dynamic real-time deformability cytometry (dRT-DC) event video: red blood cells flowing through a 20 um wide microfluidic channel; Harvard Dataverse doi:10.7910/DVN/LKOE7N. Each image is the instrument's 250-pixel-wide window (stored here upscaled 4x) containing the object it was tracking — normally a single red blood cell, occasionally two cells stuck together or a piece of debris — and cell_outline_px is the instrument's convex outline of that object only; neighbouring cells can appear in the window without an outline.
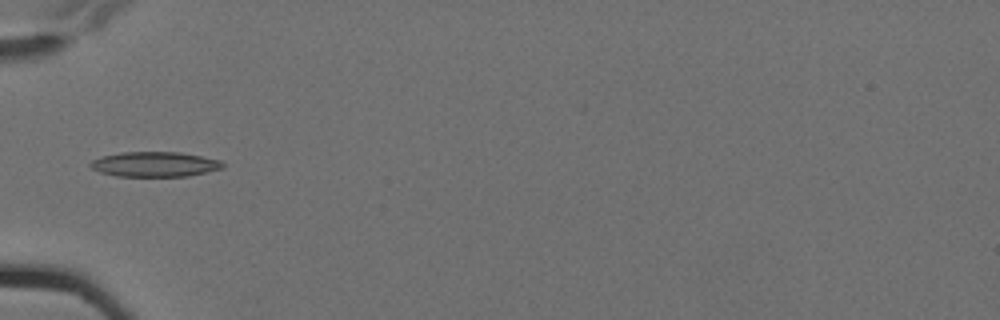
{"species": "Egyptian fruit bat (a non-hibernating species)", "species_latin": "Rousettus aegyptiacus", "temperature_condition": "cold", "stored_images_in_passage": 5, "camera_frame_rate_fps": 3000, "um_per_image_px": 0.085, "animal": {"sex": "female"}, "frame": {"image": 1, "passage_image": 2, "time_ms": 0.333, "image_size_px": [1000, 320], "cell_outline_px": [[224, 168], [188, 176], [116, 176], [100, 172], [92, 168], [88, 164], [92, 160], [100, 156], [120, 152], [180, 152], [220, 160], [224, 164]], "centroid_in_image_um": [13.13, 13.96], "position_along_channel_um": 71.9, "area_um2": 19.31}}
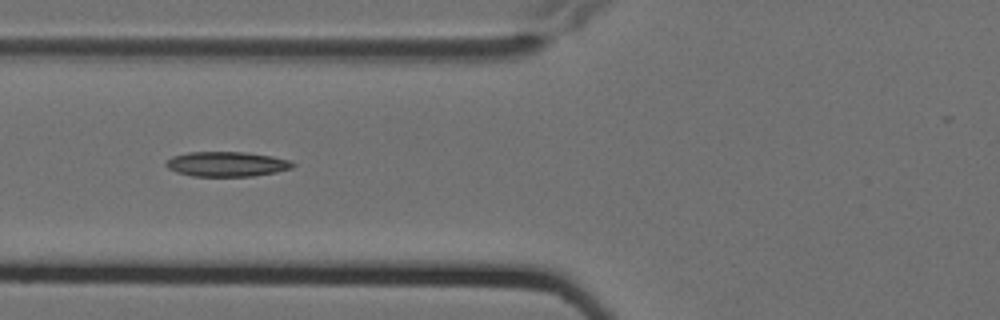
{"frame": {"image": 2, "passage_image": 3, "time_ms": 0.667, "image_size_px": [1000, 320], "cell_outline_px": [[296, 164], [292, 168], [276, 172], [252, 176], [192, 176], [176, 172], [168, 168], [164, 164], [172, 156], [188, 152], [244, 152], [272, 156], [292, 160]], "centroid_in_image_um": [19.29, 13.94], "position_along_channel_um": 106.5, "area_um2": 18.44}}